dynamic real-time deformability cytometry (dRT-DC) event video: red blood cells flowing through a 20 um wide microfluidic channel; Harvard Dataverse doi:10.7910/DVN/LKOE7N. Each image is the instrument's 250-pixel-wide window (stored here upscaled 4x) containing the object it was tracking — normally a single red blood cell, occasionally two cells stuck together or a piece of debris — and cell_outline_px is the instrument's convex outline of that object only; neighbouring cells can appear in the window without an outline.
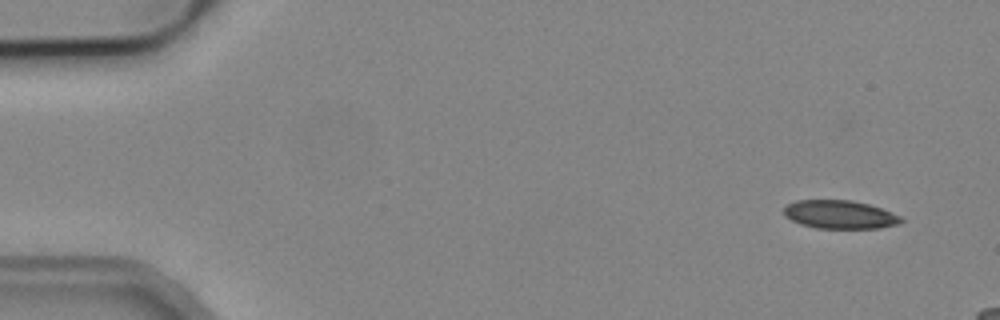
{"species": "common noctule bat (a hibernating species)", "species_latin": "Nyctalus noctula", "temperature_condition": "cold", "stored_images_in_passage": 4, "camera_frame_rate_fps": 3000, "um_per_image_px": 0.085, "animal": {"sex": "male", "body_mass_g": 19.2, "forearm_length_mm": 51.8}, "frame": {"image": 1, "passage_image": 1, "time_ms": 0.0, "image_size_px": [1000, 320], "cell_outline_px": [[904, 220], [900, 224], [880, 228], [816, 228], [800, 224], [784, 216], [784, 208], [788, 204], [796, 200], [852, 200], [868, 204], [880, 208], [900, 216]], "centroid_in_image_um": [71.38, 18.24], "position_along_channel_um": 13.6, "area_um2": 19.36}}